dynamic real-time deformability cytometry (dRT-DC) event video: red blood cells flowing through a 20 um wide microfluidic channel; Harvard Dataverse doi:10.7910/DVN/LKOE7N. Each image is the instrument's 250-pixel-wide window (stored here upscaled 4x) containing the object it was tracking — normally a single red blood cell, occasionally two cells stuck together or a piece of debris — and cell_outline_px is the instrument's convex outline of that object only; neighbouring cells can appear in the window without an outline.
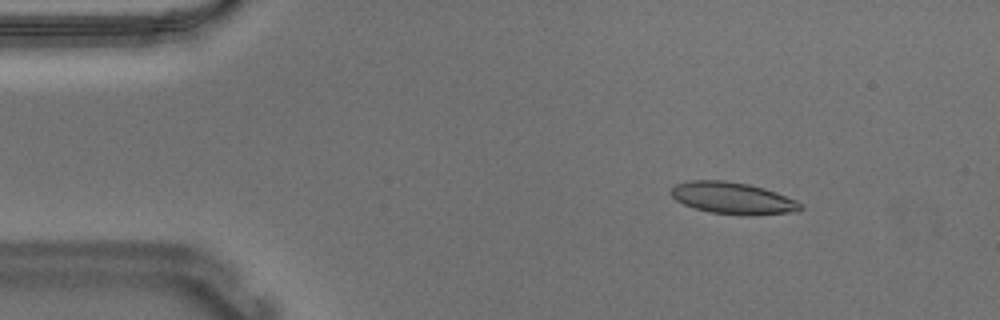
{"species": "Egyptian fruit bat (a non-hibernating species)", "species_latin": "Rousettus aegyptiacus", "temperature_condition": "warm", "stored_images_in_passage": 53, "camera_frame_rate_fps": 3000, "um_per_image_px": 0.085, "animal": {"sex": "male"}, "frame": {"image": 1, "passage_image": 6, "time_ms": 1.667, "image_size_px": [1000, 320], "cell_outline_px": [[804, 208], [796, 212], [712, 212], [696, 208], [684, 204], [676, 200], [668, 192], [676, 184], [692, 180], [724, 180], [748, 184], [764, 188], [776, 192], [796, 200], [804, 204]], "centroid_in_image_um": [62.24, 16.78], "position_along_channel_um": 22.8, "area_um2": 22.89}}
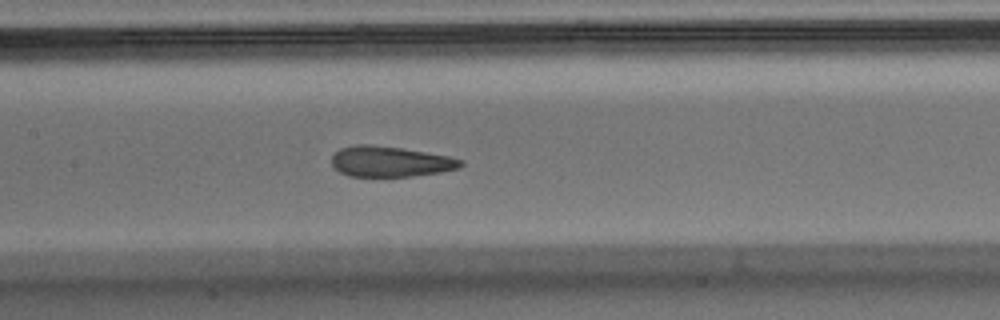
{"frame": {"image": 2, "passage_image": 24, "time_ms": 7.667, "image_size_px": [1000, 320], "cell_outline_px": [[464, 164], [460, 168], [440, 172], [412, 176], [348, 176], [340, 172], [332, 164], [332, 156], [340, 148], [356, 144], [372, 144], [400, 148], [448, 156], [464, 160]], "centroid_in_image_um": [33.18, 13.73], "position_along_channel_um": 174.2, "area_um2": 22.89}}
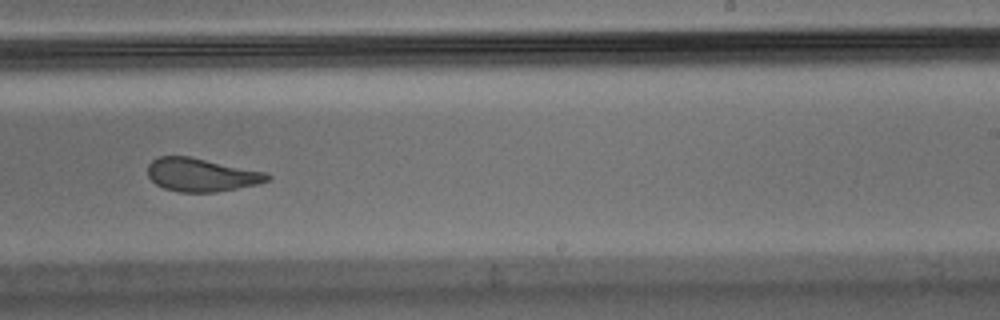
{"frame": {"image": 3, "passage_image": 32, "time_ms": 10.333, "image_size_px": [1000, 320], "cell_outline_px": [[272, 176], [268, 180], [256, 184], [216, 192], [180, 192], [164, 188], [156, 184], [148, 176], [148, 164], [156, 156], [188, 156], [268, 172]], "centroid_in_image_um": [17.11, 14.85], "position_along_channel_um": 271.9, "area_um2": 23.18}, "authors_computed_cell_mechanics": {"area_um2": 24.4494, "velocity_mm_per_s": 3.6795, "shape_relaxation_time_tau1_ms": 8.6152, "shape_relaxation_time_tau2_ms": 1.4073, "deformation_change_tau1": 0.2191, "deformation_change_tau2": 0.091}}